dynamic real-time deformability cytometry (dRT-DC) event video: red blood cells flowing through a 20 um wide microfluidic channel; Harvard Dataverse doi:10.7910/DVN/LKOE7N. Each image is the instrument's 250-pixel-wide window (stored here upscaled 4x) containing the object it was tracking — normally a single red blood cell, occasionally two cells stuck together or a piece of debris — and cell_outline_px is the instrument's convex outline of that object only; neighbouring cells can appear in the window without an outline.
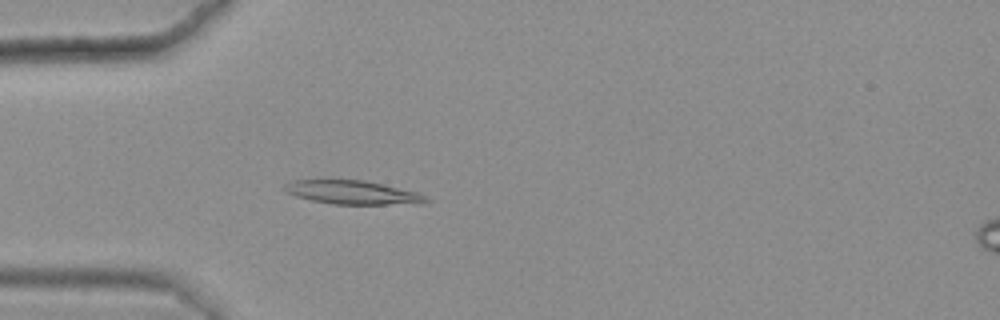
{"species": "common noctule bat (a hibernating species)", "species_latin": "Nyctalus noctula", "temperature_condition": "warm", "stored_images_in_passage": 39, "camera_frame_rate_fps": 3000, "um_per_image_px": 0.085, "animal": {"sex": "female", "body_mass_g": 25.1}, "frame": {"image": 1, "passage_image": 8, "time_ms": 2.333, "image_size_px": [1000, 320], "cell_outline_px": [[432, 200], [420, 204], [332, 204], [312, 200], [296, 196], [288, 192], [284, 188], [284, 184], [292, 180], [364, 180], [416, 192]], "centroid_in_image_um": [29.98, 16.36], "position_along_channel_um": 55.0, "area_um2": 19.31}}
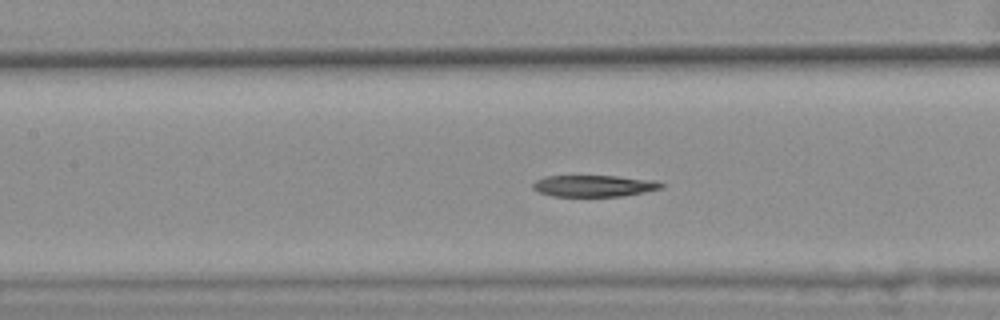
{"frame": {"image": 2, "passage_image": 17, "time_ms": 5.333, "image_size_px": [1000, 320], "cell_outline_px": [[664, 188], [644, 192], [620, 196], [552, 196], [540, 192], [532, 188], [532, 184], [536, 180], [544, 176], [616, 176], [652, 180], [664, 184]], "centroid_in_image_um": [50.47, 15.8], "position_along_channel_um": 156.9, "area_um2": 16.01}}
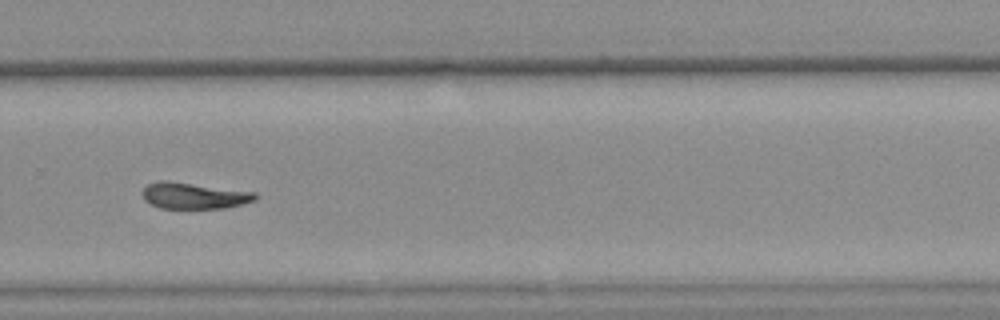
{"frame": {"image": 3, "passage_image": 30, "time_ms": 9.667, "image_size_px": [1000, 320], "cell_outline_px": [[256, 200], [224, 208], [160, 208], [144, 200], [140, 192], [148, 184], [160, 180], [168, 180], [256, 192]], "centroid_in_image_um": [16.45, 16.62], "position_along_channel_um": 313.4, "area_um2": 17.28}, "authors_computed_cell_mechanics": {"area_um2": 17.7446, "velocity_mm_per_s": 3.6089, "shape_relaxation_time_tau1_ms": null, "shape_relaxation_time_tau2_ms": 8.2587, "deformation_change_tau1": null, "deformation_change_tau2": 0.1384}}